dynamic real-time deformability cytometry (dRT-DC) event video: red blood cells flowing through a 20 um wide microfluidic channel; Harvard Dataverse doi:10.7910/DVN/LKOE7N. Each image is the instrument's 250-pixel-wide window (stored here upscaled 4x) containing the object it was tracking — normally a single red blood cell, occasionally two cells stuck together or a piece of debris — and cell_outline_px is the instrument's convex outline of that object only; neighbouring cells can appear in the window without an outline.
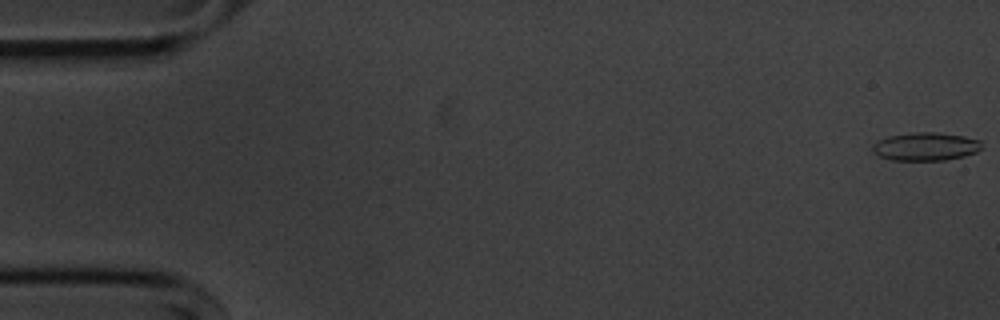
{"species": "common noctule bat (a hibernating species)", "species_latin": "Nyctalus noctula", "temperature_condition": "cold", "stored_images_in_passage": 55, "camera_frame_rate_fps": 3000, "um_per_image_px": 0.085, "animal": {"sex": "male", "body_mass_g": 20.1, "forearm_length_mm": 53.5}, "frame": {"image": 1, "passage_image": 1, "time_ms": 0.0, "image_size_px": [1000, 320], "cell_outline_px": [[980, 148], [976, 152], [964, 156], [944, 160], [892, 160], [880, 156], [872, 152], [872, 144], [888, 136], [912, 132], [936, 132], [964, 136], [980, 140]], "centroid_in_image_um": [78.65, 12.45], "position_along_channel_um": 6.3, "area_um2": 17.86}}
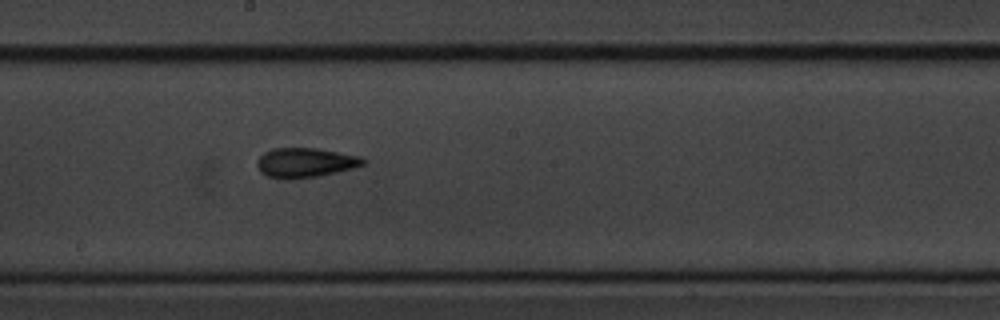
{"frame": {"image": 2, "passage_image": 30, "time_ms": 9.667, "image_size_px": [1000, 320], "cell_outline_px": [[368, 160], [364, 164], [352, 168], [320, 176], [292, 180], [288, 180], [268, 176], [260, 172], [256, 164], [256, 160], [264, 152], [272, 148], [316, 148], [360, 156]], "centroid_in_image_um": [25.92, 13.83], "position_along_channel_um": 222.3, "area_um2": 18.5}}
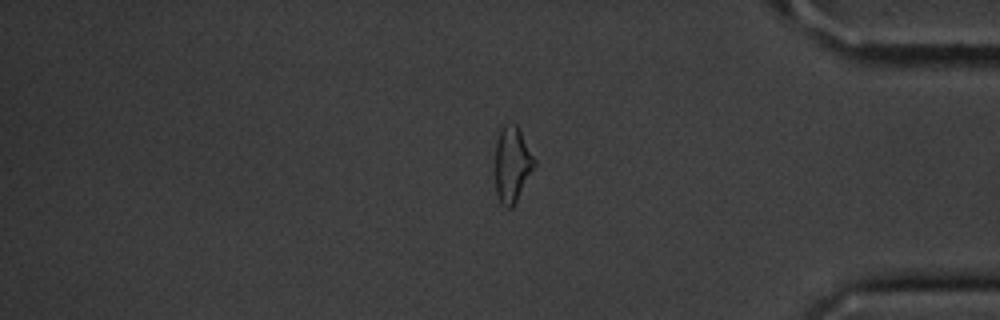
{"frame": {"image": 3, "passage_image": 46, "time_ms": 15.0, "image_size_px": [1000, 320], "cell_outline_px": [[536, 164], [512, 208], [508, 208], [496, 196], [496, 140], [500, 128], [504, 124], [516, 124], [520, 128], [536, 160]], "centroid_in_image_um": [43.54, 13.91], "position_along_channel_um": 391.7, "area_um2": 17.22}, "authors_computed_cell_mechanics": {"area_um2": 17.6868, "velocity_mm_per_s": 3.6466, "shape_relaxation_time_tau1_ms": 7.194, "shape_relaxation_time_tau2_ms": 3.3403, "deformation_change_tau1": 0.1658, "deformation_change_tau2": 0.115}}